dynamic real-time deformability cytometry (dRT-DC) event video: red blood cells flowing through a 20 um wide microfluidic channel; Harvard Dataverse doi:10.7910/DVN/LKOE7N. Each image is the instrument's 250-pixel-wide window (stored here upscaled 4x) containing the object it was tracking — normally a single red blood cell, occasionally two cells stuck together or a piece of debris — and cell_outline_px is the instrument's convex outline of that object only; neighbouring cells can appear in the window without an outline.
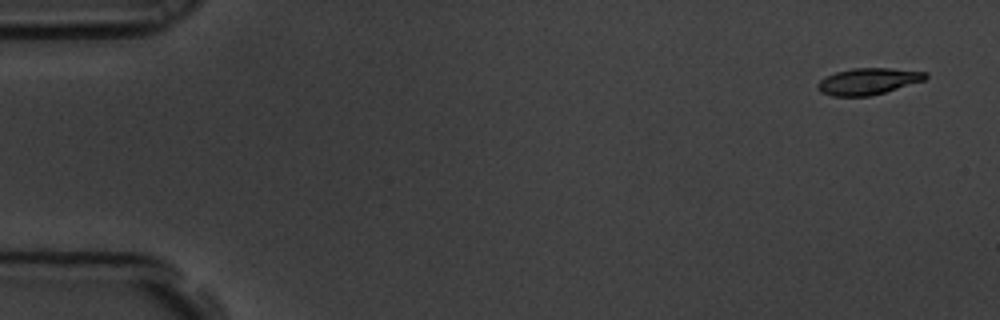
{"species": "common noctule bat (a hibernating species)", "species_latin": "Nyctalus noctula", "temperature_condition": "room temperature", "stored_images_in_passage": 11, "camera_frame_rate_fps": 3000, "um_per_image_px": 0.085, "animal": {"sex": "male", "body_mass_g": 19.5, "forearm_length_mm": 54.6}, "frame": {"image": 1, "passage_image": 1, "time_ms": 0.0, "image_size_px": [1000, 320], "cell_outline_px": [[928, 76], [924, 80], [884, 92], [868, 96], [832, 96], [820, 92], [816, 88], [816, 84], [824, 76], [836, 72], [852, 68], [888, 68], [928, 72]], "centroid_in_image_um": [73.74, 6.91], "position_along_channel_um": 11.3, "area_um2": 16.65}}
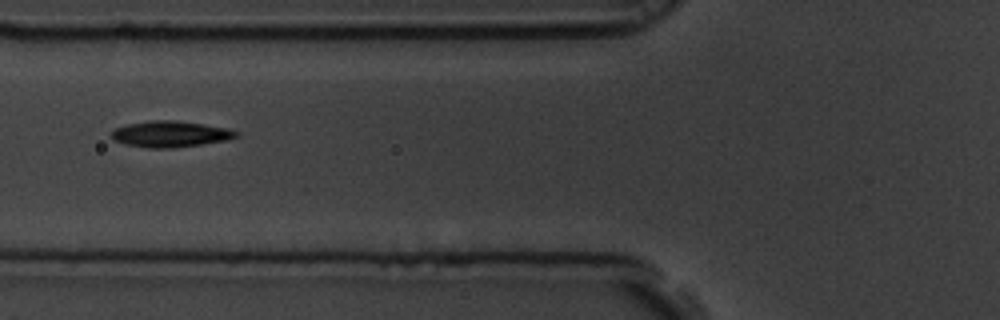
{"frame": {"image": 2, "passage_image": 6, "time_ms": 1.667, "image_size_px": [1000, 320], "cell_outline_px": [[240, 136], [228, 140], [172, 148], [148, 148], [124, 144], [112, 140], [112, 132], [116, 128], [128, 124], [148, 120], [176, 120], [204, 124], [228, 128], [240, 132]], "centroid_in_image_um": [14.51, 11.39], "position_along_channel_um": 111.3, "area_um2": 19.13}}
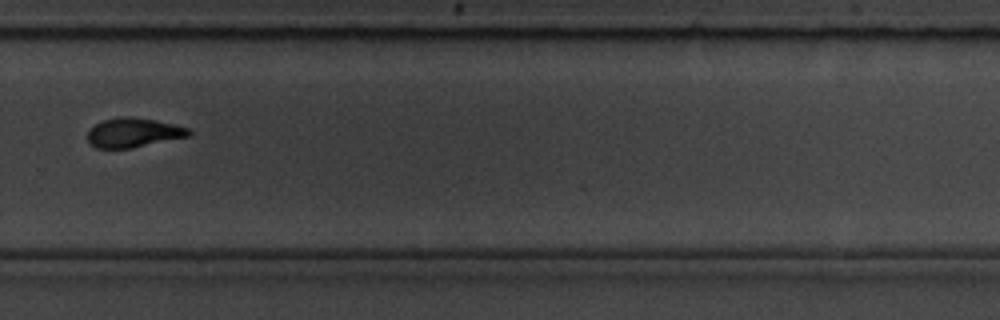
{"frame": {"image": 3, "passage_image": 11, "time_ms": 3.333, "image_size_px": [1000, 320], "cell_outline_px": [[192, 132], [188, 136], [132, 148], [96, 148], [88, 140], [88, 132], [96, 124], [104, 120], [120, 116], [132, 116], [156, 120], [188, 128]], "centroid_in_image_um": [11.34, 11.27], "position_along_channel_um": 318.5, "area_um2": 17.11}}